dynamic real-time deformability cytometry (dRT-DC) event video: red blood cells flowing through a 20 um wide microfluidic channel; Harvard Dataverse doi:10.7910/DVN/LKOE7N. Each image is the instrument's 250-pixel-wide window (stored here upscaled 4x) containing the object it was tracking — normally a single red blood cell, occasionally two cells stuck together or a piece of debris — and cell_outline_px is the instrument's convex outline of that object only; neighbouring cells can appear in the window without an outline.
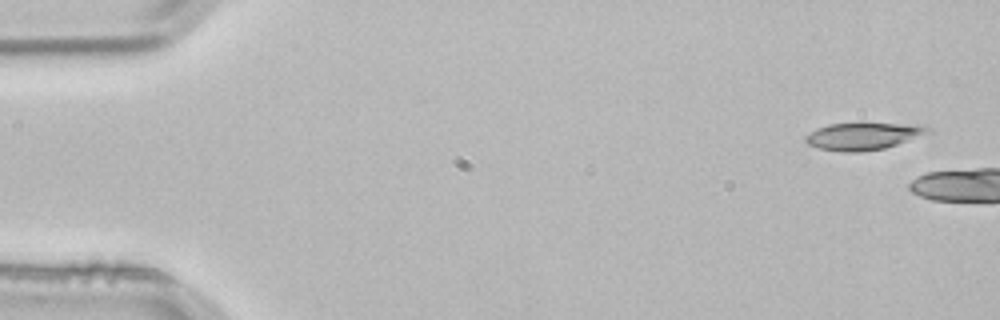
{"species": "common noctule bat (a hibernating species)", "species_latin": "Nyctalus noctula", "temperature_condition": "room temperature", "stored_images_in_passage": 2, "camera_frame_rate_fps": 3000, "um_per_image_px": 0.085, "animal": {"sex": "male", "body_mass_g": 21.5, "forearm_length_mm": 52.0}, "frame": {"image": 1, "passage_image": 1, "time_ms": 0.0, "image_size_px": [1000, 320], "cell_outline_px": [[932, 132], [884, 148], [860, 152], [840, 152], [820, 148], [808, 144], [804, 140], [804, 136], [816, 128], [828, 124], [924, 124], [932, 128]], "centroid_in_image_um": [73.38, 11.57], "position_along_channel_um": 11.6, "area_um2": 19.31}}